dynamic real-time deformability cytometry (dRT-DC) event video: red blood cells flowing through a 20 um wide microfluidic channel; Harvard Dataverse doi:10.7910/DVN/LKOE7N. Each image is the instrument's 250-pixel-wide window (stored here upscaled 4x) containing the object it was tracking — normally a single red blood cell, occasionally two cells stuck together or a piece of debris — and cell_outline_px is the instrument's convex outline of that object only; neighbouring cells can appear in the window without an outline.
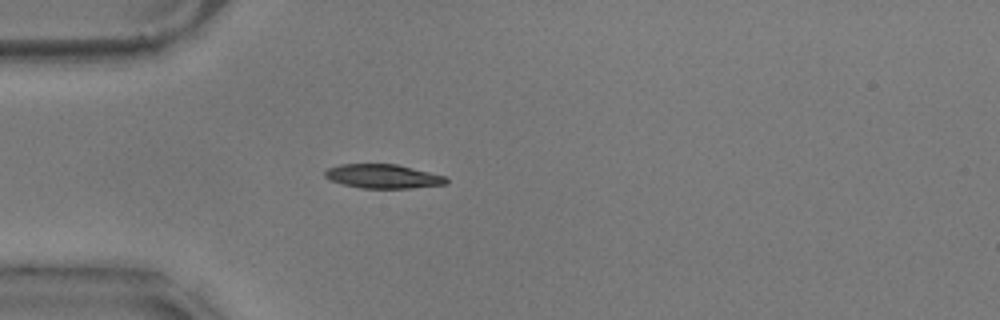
{"species": "common noctule bat (a hibernating species)", "species_latin": "Nyctalus noctula", "temperature_condition": "warm", "stored_images_in_passage": 42, "camera_frame_rate_fps": 3000, "um_per_image_px": 0.085, "animal": {"sex": "male", "body_mass_g": 17.9}, "frame": {"image": 1, "passage_image": 1, "time_ms": 0.0, "image_size_px": [1000, 320], "cell_outline_px": [[448, 184], [412, 188], [360, 188], [344, 184], [332, 180], [324, 176], [324, 172], [328, 168], [340, 164], [396, 164], [444, 176], [448, 180]], "centroid_in_image_um": [32.56, 14.99], "position_along_channel_um": 52.4, "area_um2": 16.82}}
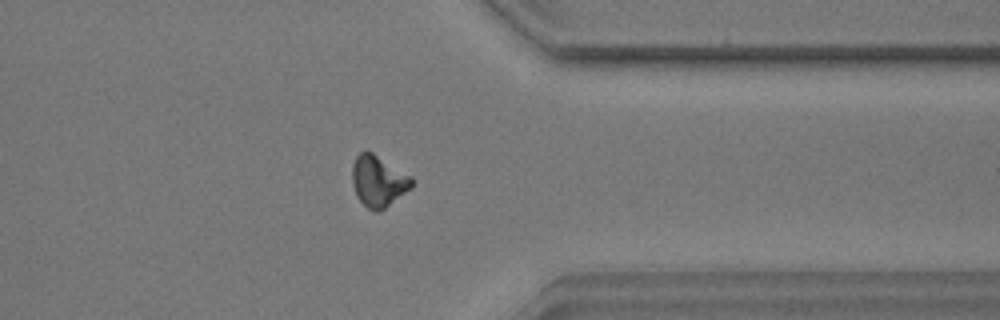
{"frame": {"image": 2, "passage_image": 30, "time_ms": 9.667, "image_size_px": [1000, 320], "cell_outline_px": [[412, 188], [380, 212], [372, 212], [356, 196], [352, 184], [352, 164], [356, 156], [360, 152], [372, 152], [412, 176]], "centroid_in_image_um": [32.15, 15.41], "position_along_channel_um": 379.2, "area_um2": 17.92}}
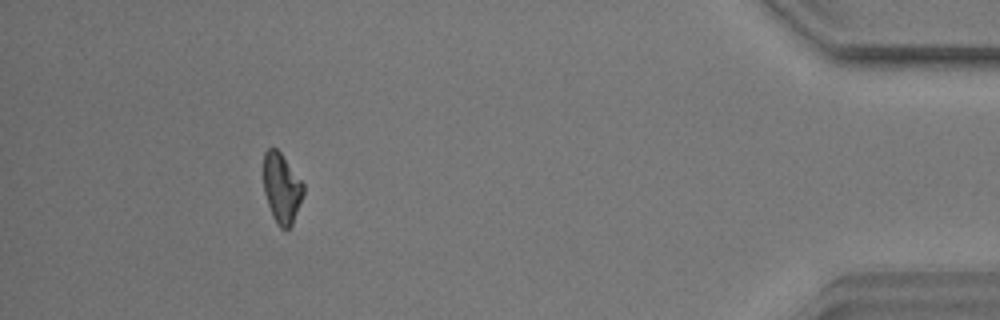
{"frame": {"image": 3, "passage_image": 37, "time_ms": 12.0, "image_size_px": [1000, 320], "cell_outline_px": [[304, 192], [292, 224], [288, 228], [280, 228], [276, 224], [272, 216], [264, 192], [264, 152], [268, 148], [276, 148], [280, 152], [304, 184]], "centroid_in_image_um": [23.93, 15.99], "position_along_channel_um": 411.3, "area_um2": 16.07}, "authors_computed_cell_mechanics": {"area_um2": 17.1955, "velocity_mm_per_s": 3.5438, "shape_relaxation_time_tau1_ms": 5.7403, "shape_relaxation_time_tau2_ms": 3.5119, "deformation_change_tau1": 0.1745, "deformation_change_tau2": 0.0867}}